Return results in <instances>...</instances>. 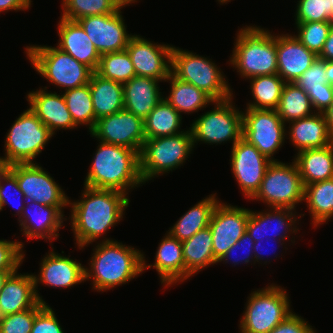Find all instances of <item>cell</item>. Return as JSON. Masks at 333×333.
Listing matches in <instances>:
<instances>
[{
  "label": "cell",
  "mask_w": 333,
  "mask_h": 333,
  "mask_svg": "<svg viewBox=\"0 0 333 333\" xmlns=\"http://www.w3.org/2000/svg\"><path fill=\"white\" fill-rule=\"evenodd\" d=\"M83 188L80 200L69 199L71 214L66 217L71 219L69 224L80 250L97 243L102 236L105 238L104 234L123 219L130 204L129 196L120 191Z\"/></svg>",
  "instance_id": "1"
},
{
  "label": "cell",
  "mask_w": 333,
  "mask_h": 333,
  "mask_svg": "<svg viewBox=\"0 0 333 333\" xmlns=\"http://www.w3.org/2000/svg\"><path fill=\"white\" fill-rule=\"evenodd\" d=\"M100 242V243H99ZM93 248L85 281H92V290L106 292L128 284L143 272L144 252L112 238L101 239Z\"/></svg>",
  "instance_id": "2"
},
{
  "label": "cell",
  "mask_w": 333,
  "mask_h": 333,
  "mask_svg": "<svg viewBox=\"0 0 333 333\" xmlns=\"http://www.w3.org/2000/svg\"><path fill=\"white\" fill-rule=\"evenodd\" d=\"M84 186L120 191L129 195L144 185L139 153L123 146L98 141ZM142 184V185H141Z\"/></svg>",
  "instance_id": "3"
},
{
  "label": "cell",
  "mask_w": 333,
  "mask_h": 333,
  "mask_svg": "<svg viewBox=\"0 0 333 333\" xmlns=\"http://www.w3.org/2000/svg\"><path fill=\"white\" fill-rule=\"evenodd\" d=\"M229 65L241 78L277 74L276 34L257 25L238 29Z\"/></svg>",
  "instance_id": "4"
},
{
  "label": "cell",
  "mask_w": 333,
  "mask_h": 333,
  "mask_svg": "<svg viewBox=\"0 0 333 333\" xmlns=\"http://www.w3.org/2000/svg\"><path fill=\"white\" fill-rule=\"evenodd\" d=\"M26 57L34 70L59 89L70 90L90 82L94 71L58 47L30 45Z\"/></svg>",
  "instance_id": "5"
},
{
  "label": "cell",
  "mask_w": 333,
  "mask_h": 333,
  "mask_svg": "<svg viewBox=\"0 0 333 333\" xmlns=\"http://www.w3.org/2000/svg\"><path fill=\"white\" fill-rule=\"evenodd\" d=\"M7 131L4 139L5 154L0 156V166L4 167L37 163L35 158L54 137L30 107L15 119Z\"/></svg>",
  "instance_id": "6"
},
{
  "label": "cell",
  "mask_w": 333,
  "mask_h": 333,
  "mask_svg": "<svg viewBox=\"0 0 333 333\" xmlns=\"http://www.w3.org/2000/svg\"><path fill=\"white\" fill-rule=\"evenodd\" d=\"M220 69V70H219ZM171 73L207 93L214 101L234 96L226 75L209 57L173 46ZM227 80V81H226Z\"/></svg>",
  "instance_id": "7"
},
{
  "label": "cell",
  "mask_w": 333,
  "mask_h": 333,
  "mask_svg": "<svg viewBox=\"0 0 333 333\" xmlns=\"http://www.w3.org/2000/svg\"><path fill=\"white\" fill-rule=\"evenodd\" d=\"M240 318V333H269L293 311L285 288L271 283L251 291Z\"/></svg>",
  "instance_id": "8"
},
{
  "label": "cell",
  "mask_w": 333,
  "mask_h": 333,
  "mask_svg": "<svg viewBox=\"0 0 333 333\" xmlns=\"http://www.w3.org/2000/svg\"><path fill=\"white\" fill-rule=\"evenodd\" d=\"M186 129L173 136L144 141L139 154L140 175L144 184L183 166L194 150L190 129Z\"/></svg>",
  "instance_id": "9"
},
{
  "label": "cell",
  "mask_w": 333,
  "mask_h": 333,
  "mask_svg": "<svg viewBox=\"0 0 333 333\" xmlns=\"http://www.w3.org/2000/svg\"><path fill=\"white\" fill-rule=\"evenodd\" d=\"M233 97L214 101L212 110L202 113L193 120L189 129L194 148L199 142L221 145V143L232 141L233 146L243 137L242 110L236 107Z\"/></svg>",
  "instance_id": "10"
},
{
  "label": "cell",
  "mask_w": 333,
  "mask_h": 333,
  "mask_svg": "<svg viewBox=\"0 0 333 333\" xmlns=\"http://www.w3.org/2000/svg\"><path fill=\"white\" fill-rule=\"evenodd\" d=\"M304 185L299 169L292 163L272 161L256 194L250 199L265 203L268 208L296 210L303 203Z\"/></svg>",
  "instance_id": "11"
},
{
  "label": "cell",
  "mask_w": 333,
  "mask_h": 333,
  "mask_svg": "<svg viewBox=\"0 0 333 333\" xmlns=\"http://www.w3.org/2000/svg\"><path fill=\"white\" fill-rule=\"evenodd\" d=\"M243 138L271 161L287 139V126L276 110L246 108L242 111Z\"/></svg>",
  "instance_id": "12"
},
{
  "label": "cell",
  "mask_w": 333,
  "mask_h": 333,
  "mask_svg": "<svg viewBox=\"0 0 333 333\" xmlns=\"http://www.w3.org/2000/svg\"><path fill=\"white\" fill-rule=\"evenodd\" d=\"M6 168L16 177L26 201L52 207H68L69 197L64 189L40 164H12Z\"/></svg>",
  "instance_id": "13"
},
{
  "label": "cell",
  "mask_w": 333,
  "mask_h": 333,
  "mask_svg": "<svg viewBox=\"0 0 333 333\" xmlns=\"http://www.w3.org/2000/svg\"><path fill=\"white\" fill-rule=\"evenodd\" d=\"M90 135L97 141L133 149L139 154L146 140L144 120L124 109L98 119Z\"/></svg>",
  "instance_id": "14"
},
{
  "label": "cell",
  "mask_w": 333,
  "mask_h": 333,
  "mask_svg": "<svg viewBox=\"0 0 333 333\" xmlns=\"http://www.w3.org/2000/svg\"><path fill=\"white\" fill-rule=\"evenodd\" d=\"M229 161L241 193L250 200L258 191L272 161L243 137L232 146Z\"/></svg>",
  "instance_id": "15"
},
{
  "label": "cell",
  "mask_w": 333,
  "mask_h": 333,
  "mask_svg": "<svg viewBox=\"0 0 333 333\" xmlns=\"http://www.w3.org/2000/svg\"><path fill=\"white\" fill-rule=\"evenodd\" d=\"M123 5L117 12L86 16L77 22L82 26L100 55L126 50L129 39L127 26L122 15Z\"/></svg>",
  "instance_id": "16"
},
{
  "label": "cell",
  "mask_w": 333,
  "mask_h": 333,
  "mask_svg": "<svg viewBox=\"0 0 333 333\" xmlns=\"http://www.w3.org/2000/svg\"><path fill=\"white\" fill-rule=\"evenodd\" d=\"M249 214L248 208L233 206L221 200L217 203L209 222L214 257L217 260L244 235Z\"/></svg>",
  "instance_id": "17"
},
{
  "label": "cell",
  "mask_w": 333,
  "mask_h": 333,
  "mask_svg": "<svg viewBox=\"0 0 333 333\" xmlns=\"http://www.w3.org/2000/svg\"><path fill=\"white\" fill-rule=\"evenodd\" d=\"M173 45L159 44L134 34L126 47L137 76L166 81L171 73Z\"/></svg>",
  "instance_id": "18"
},
{
  "label": "cell",
  "mask_w": 333,
  "mask_h": 333,
  "mask_svg": "<svg viewBox=\"0 0 333 333\" xmlns=\"http://www.w3.org/2000/svg\"><path fill=\"white\" fill-rule=\"evenodd\" d=\"M270 209V210H269ZM296 210L288 208H268L262 211L250 210L246 232L254 242L273 238L281 241L290 240L295 243V234H298L299 220L304 214H297ZM299 215V216H298ZM270 233V234H269ZM291 234L294 236L289 239Z\"/></svg>",
  "instance_id": "19"
},
{
  "label": "cell",
  "mask_w": 333,
  "mask_h": 333,
  "mask_svg": "<svg viewBox=\"0 0 333 333\" xmlns=\"http://www.w3.org/2000/svg\"><path fill=\"white\" fill-rule=\"evenodd\" d=\"M53 249L52 247L51 251L41 259L39 274L32 273L37 298L44 304L48 303L38 293L39 284L50 288L67 289L85 282V265L76 259H71L70 255H61Z\"/></svg>",
  "instance_id": "20"
},
{
  "label": "cell",
  "mask_w": 333,
  "mask_h": 333,
  "mask_svg": "<svg viewBox=\"0 0 333 333\" xmlns=\"http://www.w3.org/2000/svg\"><path fill=\"white\" fill-rule=\"evenodd\" d=\"M66 207H52L26 201L21 217L18 219L20 232L28 240L44 239L52 245L60 234L59 230L63 228L65 218L64 209Z\"/></svg>",
  "instance_id": "21"
},
{
  "label": "cell",
  "mask_w": 333,
  "mask_h": 333,
  "mask_svg": "<svg viewBox=\"0 0 333 333\" xmlns=\"http://www.w3.org/2000/svg\"><path fill=\"white\" fill-rule=\"evenodd\" d=\"M26 99L30 109L54 135L56 130L78 128L72 120L62 91L57 94L48 92L47 87H41L39 90L28 92Z\"/></svg>",
  "instance_id": "22"
},
{
  "label": "cell",
  "mask_w": 333,
  "mask_h": 333,
  "mask_svg": "<svg viewBox=\"0 0 333 333\" xmlns=\"http://www.w3.org/2000/svg\"><path fill=\"white\" fill-rule=\"evenodd\" d=\"M293 35V36H292ZM277 74L286 82L297 80L317 59L294 34L276 33Z\"/></svg>",
  "instance_id": "23"
},
{
  "label": "cell",
  "mask_w": 333,
  "mask_h": 333,
  "mask_svg": "<svg viewBox=\"0 0 333 333\" xmlns=\"http://www.w3.org/2000/svg\"><path fill=\"white\" fill-rule=\"evenodd\" d=\"M158 244L155 262L147 264L143 256V270L156 269L161 285L165 288L185 282V263L182 242L166 231Z\"/></svg>",
  "instance_id": "24"
},
{
  "label": "cell",
  "mask_w": 333,
  "mask_h": 333,
  "mask_svg": "<svg viewBox=\"0 0 333 333\" xmlns=\"http://www.w3.org/2000/svg\"><path fill=\"white\" fill-rule=\"evenodd\" d=\"M57 30L59 41L56 47L95 72L101 55L82 26L77 21L60 17Z\"/></svg>",
  "instance_id": "25"
},
{
  "label": "cell",
  "mask_w": 333,
  "mask_h": 333,
  "mask_svg": "<svg viewBox=\"0 0 333 333\" xmlns=\"http://www.w3.org/2000/svg\"><path fill=\"white\" fill-rule=\"evenodd\" d=\"M39 302L32 273L21 274L17 270L9 275L0 291V317L28 310Z\"/></svg>",
  "instance_id": "26"
},
{
  "label": "cell",
  "mask_w": 333,
  "mask_h": 333,
  "mask_svg": "<svg viewBox=\"0 0 333 333\" xmlns=\"http://www.w3.org/2000/svg\"><path fill=\"white\" fill-rule=\"evenodd\" d=\"M289 142L297 150L296 153L312 148H322L333 143V135L329 132L323 113L289 122L286 127Z\"/></svg>",
  "instance_id": "27"
},
{
  "label": "cell",
  "mask_w": 333,
  "mask_h": 333,
  "mask_svg": "<svg viewBox=\"0 0 333 333\" xmlns=\"http://www.w3.org/2000/svg\"><path fill=\"white\" fill-rule=\"evenodd\" d=\"M160 82L135 75L123 84L124 110L144 120L164 97L160 91Z\"/></svg>",
  "instance_id": "28"
},
{
  "label": "cell",
  "mask_w": 333,
  "mask_h": 333,
  "mask_svg": "<svg viewBox=\"0 0 333 333\" xmlns=\"http://www.w3.org/2000/svg\"><path fill=\"white\" fill-rule=\"evenodd\" d=\"M293 158L304 186L333 178V143L300 151Z\"/></svg>",
  "instance_id": "29"
},
{
  "label": "cell",
  "mask_w": 333,
  "mask_h": 333,
  "mask_svg": "<svg viewBox=\"0 0 333 333\" xmlns=\"http://www.w3.org/2000/svg\"><path fill=\"white\" fill-rule=\"evenodd\" d=\"M183 258L185 263V280L198 274L209 265L217 264L214 257L211 230L208 227L201 229L191 238L182 242Z\"/></svg>",
  "instance_id": "30"
},
{
  "label": "cell",
  "mask_w": 333,
  "mask_h": 333,
  "mask_svg": "<svg viewBox=\"0 0 333 333\" xmlns=\"http://www.w3.org/2000/svg\"><path fill=\"white\" fill-rule=\"evenodd\" d=\"M96 121L124 109L123 84L106 79L96 72L89 82Z\"/></svg>",
  "instance_id": "31"
},
{
  "label": "cell",
  "mask_w": 333,
  "mask_h": 333,
  "mask_svg": "<svg viewBox=\"0 0 333 333\" xmlns=\"http://www.w3.org/2000/svg\"><path fill=\"white\" fill-rule=\"evenodd\" d=\"M218 199L217 193L206 196L185 212L167 232L181 242L191 238L209 226Z\"/></svg>",
  "instance_id": "32"
},
{
  "label": "cell",
  "mask_w": 333,
  "mask_h": 333,
  "mask_svg": "<svg viewBox=\"0 0 333 333\" xmlns=\"http://www.w3.org/2000/svg\"><path fill=\"white\" fill-rule=\"evenodd\" d=\"M165 82L170 83L169 94L164 99L180 114H192L211 105L214 100L194 85L176 78L172 73Z\"/></svg>",
  "instance_id": "33"
},
{
  "label": "cell",
  "mask_w": 333,
  "mask_h": 333,
  "mask_svg": "<svg viewBox=\"0 0 333 333\" xmlns=\"http://www.w3.org/2000/svg\"><path fill=\"white\" fill-rule=\"evenodd\" d=\"M314 228L333 219V178L304 186V199Z\"/></svg>",
  "instance_id": "34"
},
{
  "label": "cell",
  "mask_w": 333,
  "mask_h": 333,
  "mask_svg": "<svg viewBox=\"0 0 333 333\" xmlns=\"http://www.w3.org/2000/svg\"><path fill=\"white\" fill-rule=\"evenodd\" d=\"M182 115L163 99L144 119L146 139L173 136L184 132L181 129Z\"/></svg>",
  "instance_id": "35"
},
{
  "label": "cell",
  "mask_w": 333,
  "mask_h": 333,
  "mask_svg": "<svg viewBox=\"0 0 333 333\" xmlns=\"http://www.w3.org/2000/svg\"><path fill=\"white\" fill-rule=\"evenodd\" d=\"M276 111L287 125L316 113L306 91L294 82L284 84Z\"/></svg>",
  "instance_id": "36"
},
{
  "label": "cell",
  "mask_w": 333,
  "mask_h": 333,
  "mask_svg": "<svg viewBox=\"0 0 333 333\" xmlns=\"http://www.w3.org/2000/svg\"><path fill=\"white\" fill-rule=\"evenodd\" d=\"M248 80L253 101L247 102L246 108L276 110L286 82L278 74L257 76Z\"/></svg>",
  "instance_id": "37"
},
{
  "label": "cell",
  "mask_w": 333,
  "mask_h": 333,
  "mask_svg": "<svg viewBox=\"0 0 333 333\" xmlns=\"http://www.w3.org/2000/svg\"><path fill=\"white\" fill-rule=\"evenodd\" d=\"M63 92L66 106L74 124L77 127H80V125L88 126V131L91 132L95 127V112L89 83Z\"/></svg>",
  "instance_id": "38"
},
{
  "label": "cell",
  "mask_w": 333,
  "mask_h": 333,
  "mask_svg": "<svg viewBox=\"0 0 333 333\" xmlns=\"http://www.w3.org/2000/svg\"><path fill=\"white\" fill-rule=\"evenodd\" d=\"M61 17L77 21L86 16H96L117 12L123 3L120 0H62Z\"/></svg>",
  "instance_id": "39"
},
{
  "label": "cell",
  "mask_w": 333,
  "mask_h": 333,
  "mask_svg": "<svg viewBox=\"0 0 333 333\" xmlns=\"http://www.w3.org/2000/svg\"><path fill=\"white\" fill-rule=\"evenodd\" d=\"M95 72L106 79L121 84H125L136 75L127 50L101 55Z\"/></svg>",
  "instance_id": "40"
},
{
  "label": "cell",
  "mask_w": 333,
  "mask_h": 333,
  "mask_svg": "<svg viewBox=\"0 0 333 333\" xmlns=\"http://www.w3.org/2000/svg\"><path fill=\"white\" fill-rule=\"evenodd\" d=\"M333 22H306L296 24V38L317 56L321 53Z\"/></svg>",
  "instance_id": "41"
},
{
  "label": "cell",
  "mask_w": 333,
  "mask_h": 333,
  "mask_svg": "<svg viewBox=\"0 0 333 333\" xmlns=\"http://www.w3.org/2000/svg\"><path fill=\"white\" fill-rule=\"evenodd\" d=\"M294 16L295 25L306 22H333L330 0H298Z\"/></svg>",
  "instance_id": "42"
},
{
  "label": "cell",
  "mask_w": 333,
  "mask_h": 333,
  "mask_svg": "<svg viewBox=\"0 0 333 333\" xmlns=\"http://www.w3.org/2000/svg\"><path fill=\"white\" fill-rule=\"evenodd\" d=\"M12 191H10V190ZM11 193V194H10ZM19 199V203L16 204L12 199ZM21 198V199H20ZM23 201V202H22ZM17 202V201H16ZM14 203V204H13ZM12 206L14 208L18 219L21 217L23 209L26 205V199L24 197L23 192L20 190L16 177L4 166H0V207L1 211L5 207V205Z\"/></svg>",
  "instance_id": "43"
},
{
  "label": "cell",
  "mask_w": 333,
  "mask_h": 333,
  "mask_svg": "<svg viewBox=\"0 0 333 333\" xmlns=\"http://www.w3.org/2000/svg\"><path fill=\"white\" fill-rule=\"evenodd\" d=\"M45 305L39 302L28 310L0 317V333H30L35 315Z\"/></svg>",
  "instance_id": "44"
},
{
  "label": "cell",
  "mask_w": 333,
  "mask_h": 333,
  "mask_svg": "<svg viewBox=\"0 0 333 333\" xmlns=\"http://www.w3.org/2000/svg\"><path fill=\"white\" fill-rule=\"evenodd\" d=\"M24 243L0 239V271H17L25 259Z\"/></svg>",
  "instance_id": "45"
},
{
  "label": "cell",
  "mask_w": 333,
  "mask_h": 333,
  "mask_svg": "<svg viewBox=\"0 0 333 333\" xmlns=\"http://www.w3.org/2000/svg\"><path fill=\"white\" fill-rule=\"evenodd\" d=\"M254 240L250 237V235L245 232L244 235L236 242V244H234L225 254H223L217 261V263H221L223 262V264H227L230 263L232 264V266H236L239 264H249L252 263L255 265V256L253 253V248H254ZM238 250V251H237ZM240 251L244 252V256L243 257H233L235 256V252L238 253ZM235 254V255H234ZM233 255V256H232ZM238 258V259H237ZM232 260V261H231ZM241 262V263H240Z\"/></svg>",
  "instance_id": "46"
},
{
  "label": "cell",
  "mask_w": 333,
  "mask_h": 333,
  "mask_svg": "<svg viewBox=\"0 0 333 333\" xmlns=\"http://www.w3.org/2000/svg\"><path fill=\"white\" fill-rule=\"evenodd\" d=\"M325 71L326 61L317 57L312 65L294 83L308 93L310 89L321 87V83H327Z\"/></svg>",
  "instance_id": "47"
},
{
  "label": "cell",
  "mask_w": 333,
  "mask_h": 333,
  "mask_svg": "<svg viewBox=\"0 0 333 333\" xmlns=\"http://www.w3.org/2000/svg\"><path fill=\"white\" fill-rule=\"evenodd\" d=\"M30 333H65L60 321L52 310L51 306L46 304L36 315Z\"/></svg>",
  "instance_id": "48"
},
{
  "label": "cell",
  "mask_w": 333,
  "mask_h": 333,
  "mask_svg": "<svg viewBox=\"0 0 333 333\" xmlns=\"http://www.w3.org/2000/svg\"><path fill=\"white\" fill-rule=\"evenodd\" d=\"M316 331L303 317L292 312L269 333H316Z\"/></svg>",
  "instance_id": "49"
},
{
  "label": "cell",
  "mask_w": 333,
  "mask_h": 333,
  "mask_svg": "<svg viewBox=\"0 0 333 333\" xmlns=\"http://www.w3.org/2000/svg\"><path fill=\"white\" fill-rule=\"evenodd\" d=\"M307 94L311 99L314 110L323 113L333 101V86L328 83H321V87L310 89Z\"/></svg>",
  "instance_id": "50"
},
{
  "label": "cell",
  "mask_w": 333,
  "mask_h": 333,
  "mask_svg": "<svg viewBox=\"0 0 333 333\" xmlns=\"http://www.w3.org/2000/svg\"><path fill=\"white\" fill-rule=\"evenodd\" d=\"M32 0H0V13L8 11H26L32 3Z\"/></svg>",
  "instance_id": "51"
},
{
  "label": "cell",
  "mask_w": 333,
  "mask_h": 333,
  "mask_svg": "<svg viewBox=\"0 0 333 333\" xmlns=\"http://www.w3.org/2000/svg\"><path fill=\"white\" fill-rule=\"evenodd\" d=\"M273 238H268L267 240H265L267 243L270 242V240H272ZM274 241L273 242H277L278 244V247L280 246H284L286 242L284 241H281V240H277V239H273ZM263 241L260 240V241H257L254 243V248H253V253H254V256H255V262H257V264H263V265H267V263L271 262L269 258L264 257V253L261 251L262 248L264 247L262 244ZM275 242V244H276ZM262 243V244H261ZM265 244V243H264ZM277 247V246H276ZM267 248V247H266ZM264 249V248H263ZM264 251V250H263ZM274 255H275V252H273ZM269 259V261H268ZM263 262V263H262Z\"/></svg>",
  "instance_id": "52"
},
{
  "label": "cell",
  "mask_w": 333,
  "mask_h": 333,
  "mask_svg": "<svg viewBox=\"0 0 333 333\" xmlns=\"http://www.w3.org/2000/svg\"><path fill=\"white\" fill-rule=\"evenodd\" d=\"M318 57L325 61H333V24L324 43L323 49Z\"/></svg>",
  "instance_id": "53"
},
{
  "label": "cell",
  "mask_w": 333,
  "mask_h": 333,
  "mask_svg": "<svg viewBox=\"0 0 333 333\" xmlns=\"http://www.w3.org/2000/svg\"><path fill=\"white\" fill-rule=\"evenodd\" d=\"M323 115L325 117L328 130L333 135V101L331 102L330 106L323 111Z\"/></svg>",
  "instance_id": "54"
},
{
  "label": "cell",
  "mask_w": 333,
  "mask_h": 333,
  "mask_svg": "<svg viewBox=\"0 0 333 333\" xmlns=\"http://www.w3.org/2000/svg\"><path fill=\"white\" fill-rule=\"evenodd\" d=\"M325 77L327 83L333 86V61H326Z\"/></svg>",
  "instance_id": "55"
},
{
  "label": "cell",
  "mask_w": 333,
  "mask_h": 333,
  "mask_svg": "<svg viewBox=\"0 0 333 333\" xmlns=\"http://www.w3.org/2000/svg\"><path fill=\"white\" fill-rule=\"evenodd\" d=\"M14 272L16 271H0V291L3 288L6 279L9 277L10 274Z\"/></svg>",
  "instance_id": "56"
},
{
  "label": "cell",
  "mask_w": 333,
  "mask_h": 333,
  "mask_svg": "<svg viewBox=\"0 0 333 333\" xmlns=\"http://www.w3.org/2000/svg\"><path fill=\"white\" fill-rule=\"evenodd\" d=\"M122 3H123V5H128V6H130L132 3H137V1H139V0H120Z\"/></svg>",
  "instance_id": "57"
},
{
  "label": "cell",
  "mask_w": 333,
  "mask_h": 333,
  "mask_svg": "<svg viewBox=\"0 0 333 333\" xmlns=\"http://www.w3.org/2000/svg\"><path fill=\"white\" fill-rule=\"evenodd\" d=\"M219 2L220 5H224L227 4L228 2H231V0H217Z\"/></svg>",
  "instance_id": "58"
},
{
  "label": "cell",
  "mask_w": 333,
  "mask_h": 333,
  "mask_svg": "<svg viewBox=\"0 0 333 333\" xmlns=\"http://www.w3.org/2000/svg\"><path fill=\"white\" fill-rule=\"evenodd\" d=\"M330 8L333 10V0H330Z\"/></svg>",
  "instance_id": "59"
}]
</instances>
